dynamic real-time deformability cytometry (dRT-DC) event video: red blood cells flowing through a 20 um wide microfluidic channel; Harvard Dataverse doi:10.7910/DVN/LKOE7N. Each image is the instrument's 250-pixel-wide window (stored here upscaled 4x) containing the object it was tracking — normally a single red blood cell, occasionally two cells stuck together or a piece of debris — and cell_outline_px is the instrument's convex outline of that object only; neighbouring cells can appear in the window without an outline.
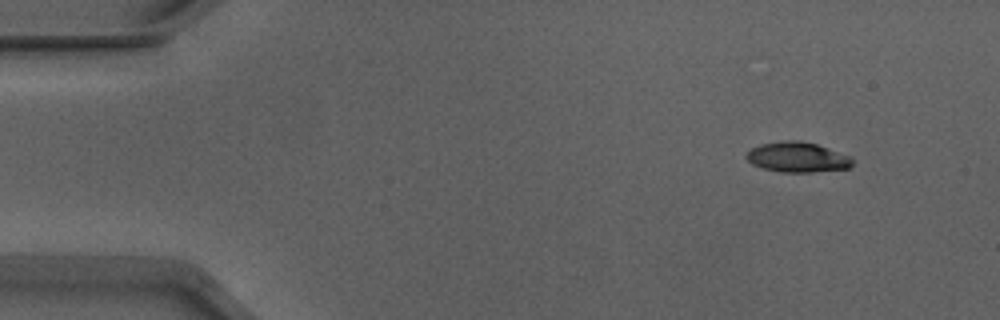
{"species": "Egyptian fruit bat (a non-hibernating species)", "species_latin": "Rousettus aegyptiacus", "temperature_condition": "warm", "stored_images_in_passage": 12, "camera_frame_rate_fps": 3000, "um_per_image_px": 0.085, "animal": {"sex": "male"}, "frame": {"image": 1, "passage_image": 1, "time_ms": 0.0, "image_size_px": [1000, 320], "cell_outline_px": [[852, 164], [848, 168], [812, 172], [780, 172], [764, 168], [752, 164], [744, 156], [752, 148], [760, 144], [784, 140], [796, 140], [816, 144], [852, 156]], "centroid_in_image_um": [67.77, 13.36], "position_along_channel_um": 17.2, "area_um2": 18.55}}
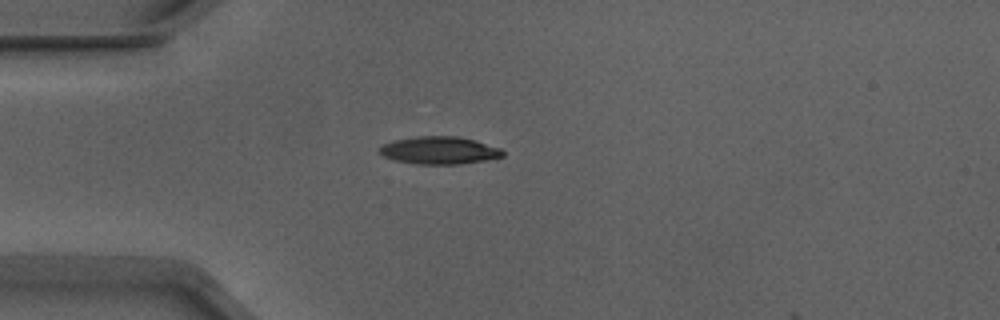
{"frame": {"image": 2, "passage_image": 10, "time_ms": 3.0, "image_size_px": [1000, 320], "cell_outline_px": [[504, 156], [484, 160], [460, 164], [416, 164], [396, 160], [384, 156], [376, 152], [376, 148], [392, 140], [416, 136], [456, 136], [476, 140], [500, 148], [504, 152]], "centroid_in_image_um": [37.3, 12.77], "position_along_channel_um": 47.7, "area_um2": 19.94}}